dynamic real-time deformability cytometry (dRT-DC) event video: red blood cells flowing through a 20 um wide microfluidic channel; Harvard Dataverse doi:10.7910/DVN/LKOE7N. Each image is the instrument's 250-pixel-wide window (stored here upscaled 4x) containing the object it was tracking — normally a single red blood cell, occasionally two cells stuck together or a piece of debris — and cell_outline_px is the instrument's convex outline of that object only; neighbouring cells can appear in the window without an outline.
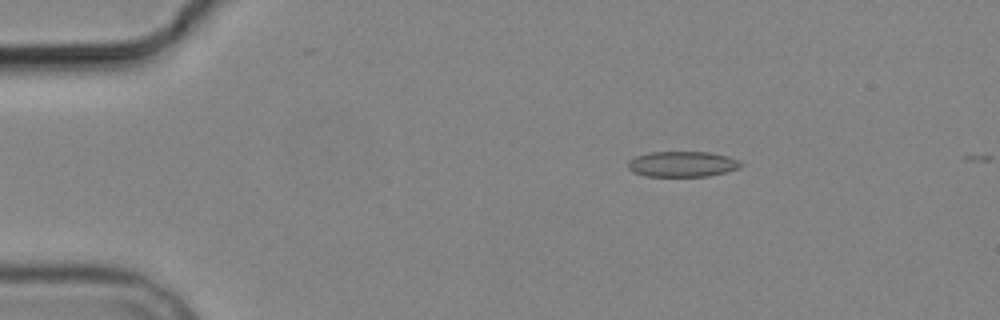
{"species": "common noctule bat (a hibernating species)", "species_latin": "Nyctalus noctula", "temperature_condition": "cold", "stored_images_in_passage": 5, "camera_frame_rate_fps": 3000, "um_per_image_px": 0.085, "animal": {"sex": "male", "body_mass_g": 19.2, "forearm_length_mm": 51.8}, "frame": {"image": 1, "passage_image": 3, "time_ms": 2.333, "image_size_px": [1000, 320], "cell_outline_px": [[744, 164], [740, 168], [708, 176], [644, 176], [632, 172], [628, 168], [628, 160], [636, 156], [648, 152], [712, 152], [728, 156]], "centroid_in_image_um": [57.97, 13.94], "position_along_channel_um": 27.0, "area_um2": 16.88}}